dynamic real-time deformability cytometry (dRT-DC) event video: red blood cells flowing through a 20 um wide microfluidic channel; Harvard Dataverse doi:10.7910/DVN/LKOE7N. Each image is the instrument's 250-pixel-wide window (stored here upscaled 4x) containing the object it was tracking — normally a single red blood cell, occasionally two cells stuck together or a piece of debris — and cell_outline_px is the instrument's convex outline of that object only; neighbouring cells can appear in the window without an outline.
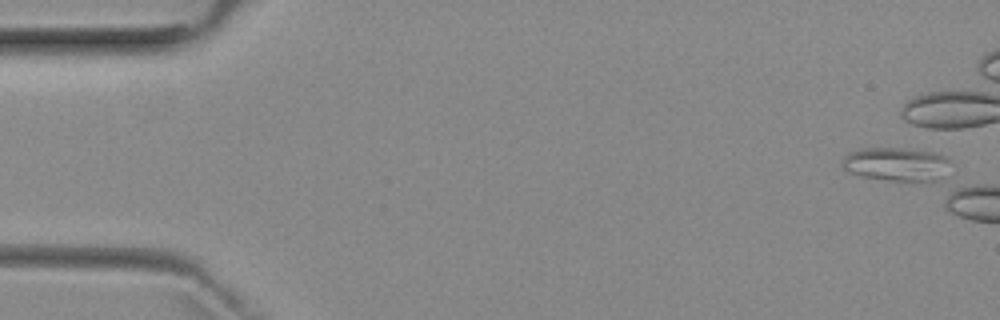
{"species": "common noctule bat (a hibernating species)", "species_latin": "Nyctalus noctula", "temperature_condition": "room temperature", "stored_images_in_passage": 6, "camera_frame_rate_fps": 3000, "um_per_image_px": 0.085, "animal": {"sex": "female", "body_mass_g": 29.2, "forearm_length_mm": 56.3}, "frame": {"image": 1, "passage_image": 1, "time_ms": 0.0, "image_size_px": [1000, 320], "cell_outline_px": [[952, 160], [940, 184], [888, 180], [864, 176], [852, 172], [844, 168], [840, 164], [844, 156], [848, 152], [860, 148], [900, 148], [932, 152], [944, 156]], "centroid_in_image_um": [76.29, 13.99], "position_along_channel_um": 8.7, "area_um2": 21.85}}